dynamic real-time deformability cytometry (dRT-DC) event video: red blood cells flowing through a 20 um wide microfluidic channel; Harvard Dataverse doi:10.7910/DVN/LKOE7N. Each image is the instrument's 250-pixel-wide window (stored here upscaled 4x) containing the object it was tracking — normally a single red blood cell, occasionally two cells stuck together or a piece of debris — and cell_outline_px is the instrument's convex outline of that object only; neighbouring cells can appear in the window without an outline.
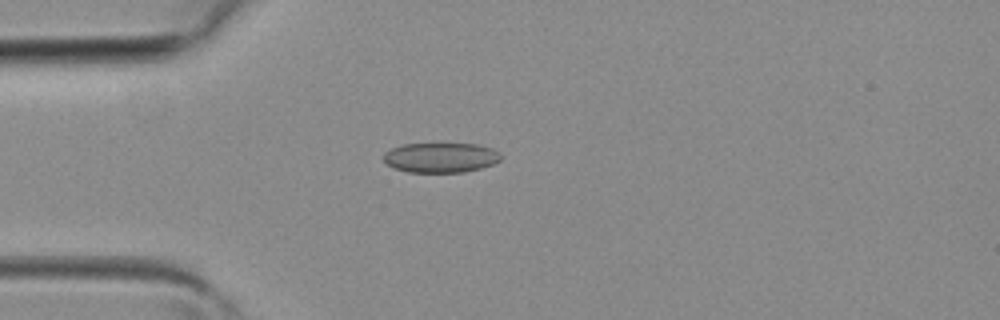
{"species": "common noctule bat (a hibernating species)", "species_latin": "Nyctalus noctula", "temperature_condition": "room temperature", "stored_images_in_passage": 1, "camera_frame_rate_fps": 3000, "um_per_image_px": 0.085, "animal": {"sex": "female", "body_mass_g": 19.3, "forearm_length_mm": 54.1}, "frame": {"image": 1, "passage_image": 1, "time_ms": 0.0, "image_size_px": [1000, 320], "cell_outline_px": [[500, 160], [492, 164], [480, 168], [464, 172], [408, 172], [392, 168], [384, 160], [384, 152], [392, 148], [404, 144], [476, 144], [492, 148], [500, 152]], "centroid_in_image_um": [37.45, 13.39], "position_along_channel_um": 47.6, "area_um2": 20.35}}